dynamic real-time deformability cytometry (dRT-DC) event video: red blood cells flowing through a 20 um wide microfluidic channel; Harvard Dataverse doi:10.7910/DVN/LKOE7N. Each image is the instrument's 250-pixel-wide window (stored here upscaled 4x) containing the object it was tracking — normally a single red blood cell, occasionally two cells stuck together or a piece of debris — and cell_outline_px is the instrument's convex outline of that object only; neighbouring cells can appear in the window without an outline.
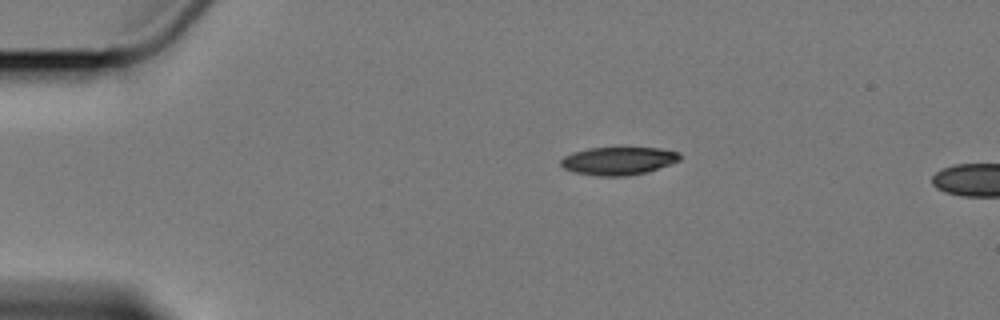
{"species": "Egyptian fruit bat (a non-hibernating species)", "species_latin": "Rousettus aegyptiacus", "temperature_condition": "cold", "stored_images_in_passage": 2, "camera_frame_rate_fps": 3000, "um_per_image_px": 0.085, "animal": {"sex": "female"}, "frame": {"image": 1, "passage_image": 1, "time_ms": 0.0, "image_size_px": [1000, 320], "cell_outline_px": [[680, 160], [648, 172], [628, 176], [596, 176], [572, 172], [564, 168], [560, 164], [560, 160], [564, 156], [588, 148], [660, 148], [680, 152]], "centroid_in_image_um": [52.56, 13.68], "position_along_channel_um": 32.4, "area_um2": 19.42}}